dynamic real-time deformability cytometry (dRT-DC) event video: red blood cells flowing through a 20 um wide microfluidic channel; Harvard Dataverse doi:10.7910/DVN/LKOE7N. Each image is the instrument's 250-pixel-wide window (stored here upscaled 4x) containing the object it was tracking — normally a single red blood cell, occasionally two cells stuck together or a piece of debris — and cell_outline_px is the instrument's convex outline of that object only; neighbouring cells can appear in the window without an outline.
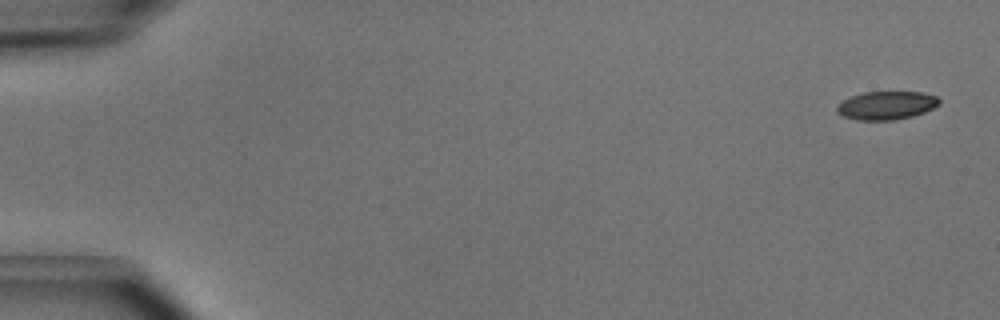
{"species": "common noctule bat (a hibernating species)", "species_latin": "Nyctalus noctula", "temperature_condition": "cold", "stored_images_in_passage": 10, "camera_frame_rate_fps": 3000, "um_per_image_px": 0.085, "animal": {"sex": "male", "body_mass_g": 15.6}, "frame": {"image": 1, "passage_image": 1, "time_ms": 0.0, "image_size_px": [1000, 320], "cell_outline_px": [[940, 104], [924, 112], [912, 116], [896, 120], [856, 120], [844, 116], [836, 112], [836, 104], [852, 96], [864, 92], [920, 92], [936, 96], [940, 100]], "centroid_in_image_um": [75.33, 8.96], "position_along_channel_um": 9.7, "area_um2": 16.88}}
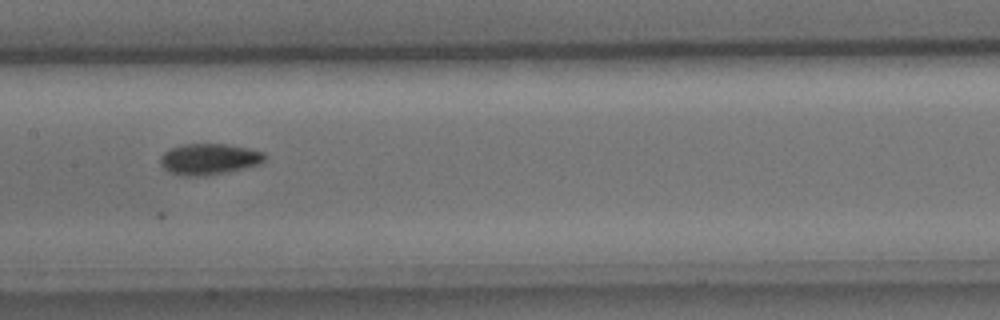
{"frame": {"image": 2, "passage_image": 7, "time_ms": 2.0, "image_size_px": [1000, 320], "cell_outline_px": [[264, 160], [260, 164], [244, 168], [204, 176], [188, 176], [168, 172], [160, 164], [160, 156], [164, 152], [172, 148], [184, 144], [228, 144], [248, 148], [264, 152]], "centroid_in_image_um": [17.75, 13.52], "position_along_channel_um": 189.6, "area_um2": 18.79}}
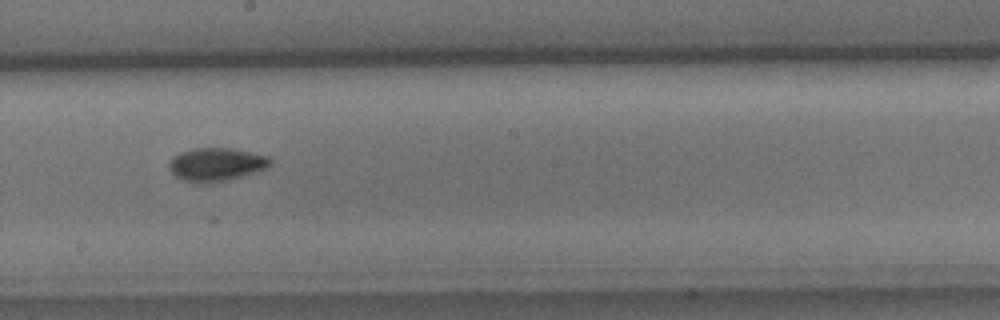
{"frame": {"image": 3, "passage_image": 8, "time_ms": 2.333, "image_size_px": [1000, 320], "cell_outline_px": [[272, 164], [268, 168], [228, 180], [212, 184], [208, 184], [184, 180], [176, 176], [168, 168], [168, 160], [172, 156], [180, 152], [192, 148], [232, 148], [268, 156], [272, 160]], "centroid_in_image_um": [18.37, 13.97], "position_along_channel_um": 229.8, "area_um2": 19.88}}